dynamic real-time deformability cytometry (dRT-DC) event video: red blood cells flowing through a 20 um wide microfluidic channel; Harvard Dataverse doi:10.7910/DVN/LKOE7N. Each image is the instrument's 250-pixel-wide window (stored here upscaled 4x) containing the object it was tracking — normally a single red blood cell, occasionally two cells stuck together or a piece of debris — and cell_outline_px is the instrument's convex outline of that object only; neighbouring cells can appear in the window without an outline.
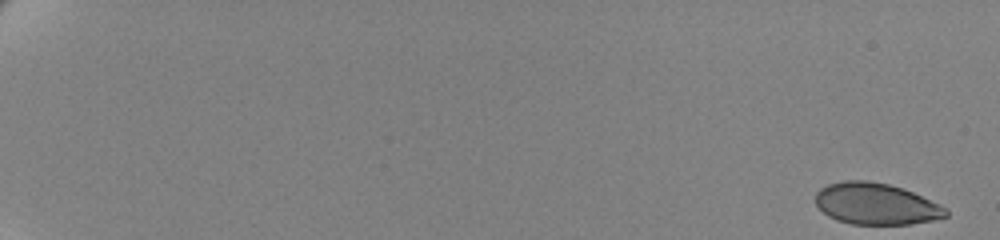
{"species": "human", "species_latin": "Homo sapiens", "temperature_condition": "cold", "stored_images_in_passage": 61, "camera_frame_rate_fps": 3000, "um_per_image_px": 0.085, "donor": {"sex": "female"}, "frame": {"image": 1, "passage_image": 1, "time_ms": 0.0, "image_size_px": [1000, 240], "cell_outline_px": [[948, 216], [932, 220], [912, 224], [852, 224], [836, 220], [828, 216], [816, 204], [816, 192], [820, 188], [828, 184], [844, 180], [868, 180], [888, 184], [904, 188], [940, 204], [948, 208]], "centroid_in_image_um": [74.47, 17.32], "position_along_channel_um": 10.5, "area_um2": 31.67}}
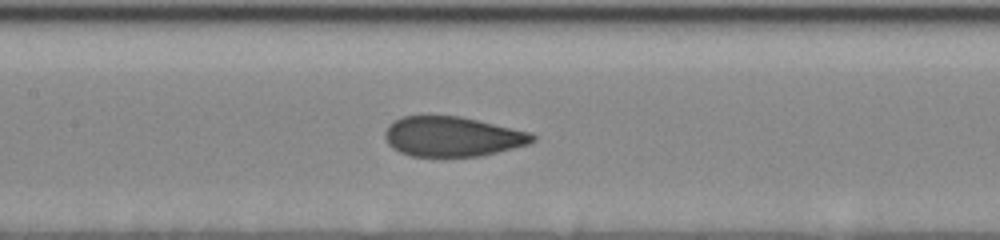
{"frame": {"image": 2, "passage_image": 33, "time_ms": 10.667, "image_size_px": [1000, 240], "cell_outline_px": [[536, 140], [528, 144], [480, 156], [412, 156], [400, 152], [392, 148], [388, 144], [384, 136], [384, 132], [388, 124], [404, 116], [460, 116], [528, 132], [536, 136]], "centroid_in_image_um": [38.41, 11.61], "position_along_channel_um": 169.0, "area_um2": 33.99}}
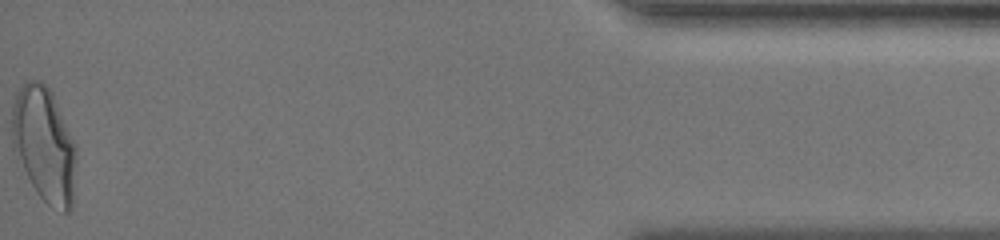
{"frame": {"image": 3, "passage_image": 61, "time_ms": 20.0, "image_size_px": [1000, 240], "cell_outline_px": [[76, 160], [72, 208], [68, 212], [64, 212], [48, 204], [36, 192], [12, 144], [12, 108], [16, 96], [20, 88], [28, 80], [40, 80], [52, 92], [76, 144]], "centroid_in_image_um": [3.79, 12.27], "position_along_channel_um": 431.4, "area_um2": 42.54}, "authors_computed_cell_mechanics": {"area_um2": 34.68, "velocity_mm_per_s": 3.4932, "shape_relaxation_time_tau1_ms": 6.2425, "shape_relaxation_time_tau2_ms": 0.7072, "deformation_change_tau1": 0.1731, "deformation_change_tau2": 0.0336}}